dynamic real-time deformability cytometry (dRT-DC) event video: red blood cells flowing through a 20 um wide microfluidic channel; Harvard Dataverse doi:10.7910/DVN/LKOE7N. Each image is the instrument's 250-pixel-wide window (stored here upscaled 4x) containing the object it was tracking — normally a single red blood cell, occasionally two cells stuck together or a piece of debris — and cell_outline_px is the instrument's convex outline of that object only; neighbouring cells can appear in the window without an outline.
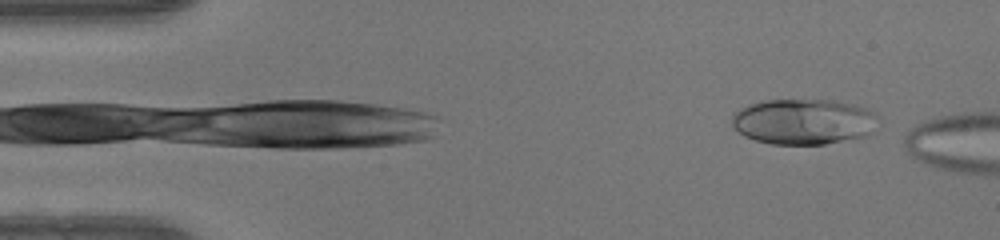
{"species": "human", "species_latin": "Homo sapiens", "temperature_condition": "warm", "stored_images_in_passage": 6, "camera_frame_rate_fps": 3000, "um_per_image_px": 0.085, "donor": {"sex": "female"}, "frame": {"image": 1, "passage_image": 2, "time_ms": 0.333, "image_size_px": [1000, 240], "cell_outline_px": [[876, 116], [872, 132], [864, 136], [824, 144], [772, 144], [756, 140], [744, 136], [732, 128], [732, 116], [740, 108], [748, 104], [764, 100], [836, 100], [852, 104], [864, 108], [872, 112]], "centroid_in_image_um": [68.24, 10.33], "position_along_channel_um": 16.8, "area_um2": 38.67}}